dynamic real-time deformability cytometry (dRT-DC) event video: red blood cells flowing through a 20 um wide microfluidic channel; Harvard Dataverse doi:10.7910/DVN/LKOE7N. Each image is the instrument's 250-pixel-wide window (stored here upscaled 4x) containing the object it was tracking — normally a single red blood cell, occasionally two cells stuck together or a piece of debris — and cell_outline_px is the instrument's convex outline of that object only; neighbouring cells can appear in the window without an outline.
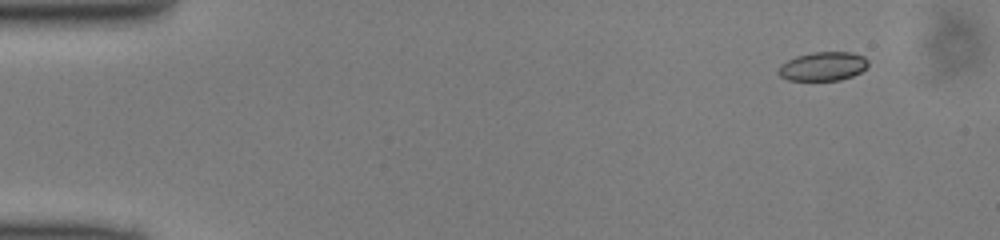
{"species": "common noctule bat (a hibernating species)", "species_latin": "Nyctalus noctula", "temperature_condition": "cold", "stored_images_in_passage": 46, "camera_frame_rate_fps": 3000, "um_per_image_px": 0.085, "animal": {"sex": "male", "body_mass_g": 13.0, "forearm_length_mm": 53.1}, "frame": {"image": 1, "passage_image": 1, "time_ms": 0.0, "image_size_px": [1000, 240], "cell_outline_px": [[868, 68], [852, 76], [840, 80], [788, 80], [780, 76], [776, 72], [780, 64], [796, 56], [812, 52], [852, 52], [864, 56], [868, 60]], "centroid_in_image_um": [69.95, 5.63], "position_along_channel_um": 15.0, "area_um2": 15.26}}
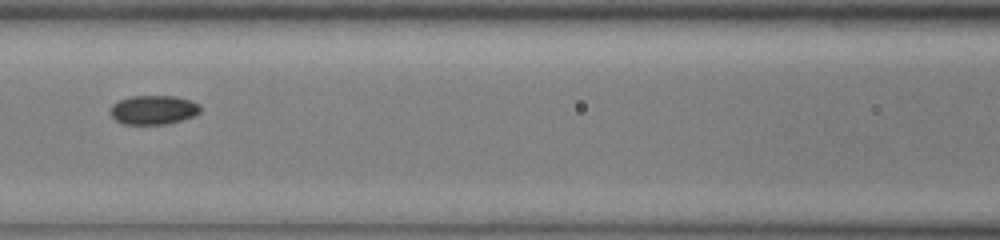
{"frame": {"image": 2, "passage_image": 19, "time_ms": 6.0, "image_size_px": [1000, 240], "cell_outline_px": [[200, 112], [192, 116], [168, 124], [124, 124], [116, 120], [108, 112], [112, 104], [120, 100], [132, 96], [176, 96], [200, 104]], "centroid_in_image_um": [13.01, 9.34], "position_along_channel_um": 153.6, "area_um2": 15.2}}
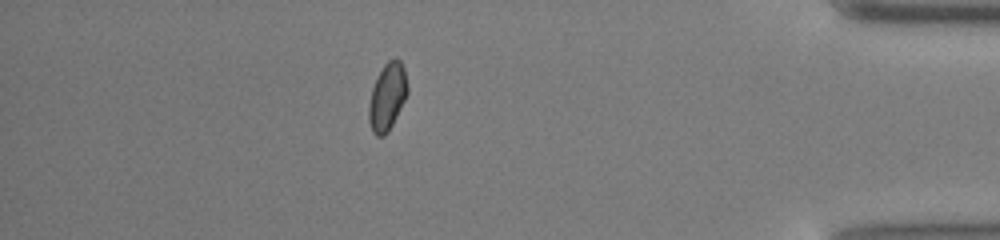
{"frame": {"image": 3, "passage_image": 40, "time_ms": 13.0, "image_size_px": [1000, 240], "cell_outline_px": [[408, 92], [388, 132], [384, 136], [376, 136], [372, 132], [368, 120], [368, 104], [372, 88], [376, 76], [384, 64], [388, 60], [396, 56], [400, 60], [404, 68], [408, 88]], "centroid_in_image_um": [32.9, 8.2], "position_along_channel_um": 402.3, "area_um2": 15.32}}